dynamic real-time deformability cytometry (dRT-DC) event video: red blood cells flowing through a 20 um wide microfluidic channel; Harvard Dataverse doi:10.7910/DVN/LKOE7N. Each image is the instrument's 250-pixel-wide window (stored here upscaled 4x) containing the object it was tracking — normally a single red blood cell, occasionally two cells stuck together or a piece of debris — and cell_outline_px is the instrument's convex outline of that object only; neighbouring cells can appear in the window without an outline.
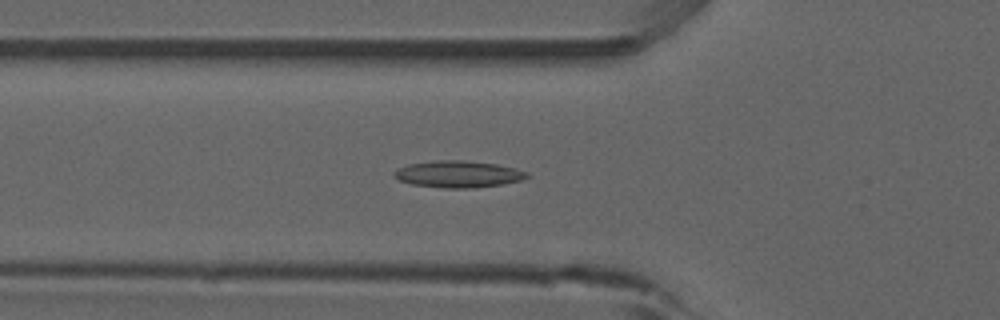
{"species": "common noctule bat (a hibernating species)", "species_latin": "Nyctalus noctula", "temperature_condition": "room temperature", "stored_images_in_passage": 42, "camera_frame_rate_fps": 3000, "um_per_image_px": 0.085, "animal": {"sex": "male", "forearm_length_mm": 52.5}, "frame": {"image": 1, "passage_image": 18, "time_ms": 5.667, "image_size_px": [1000, 320], "cell_outline_px": [[528, 176], [520, 180], [500, 184], [472, 188], [444, 188], [412, 184], [400, 180], [392, 176], [392, 172], [408, 164], [432, 160], [464, 160], [496, 164], [516, 168], [528, 172]], "centroid_in_image_um": [38.91, 14.79], "position_along_channel_um": 86.9, "area_um2": 20.63}}